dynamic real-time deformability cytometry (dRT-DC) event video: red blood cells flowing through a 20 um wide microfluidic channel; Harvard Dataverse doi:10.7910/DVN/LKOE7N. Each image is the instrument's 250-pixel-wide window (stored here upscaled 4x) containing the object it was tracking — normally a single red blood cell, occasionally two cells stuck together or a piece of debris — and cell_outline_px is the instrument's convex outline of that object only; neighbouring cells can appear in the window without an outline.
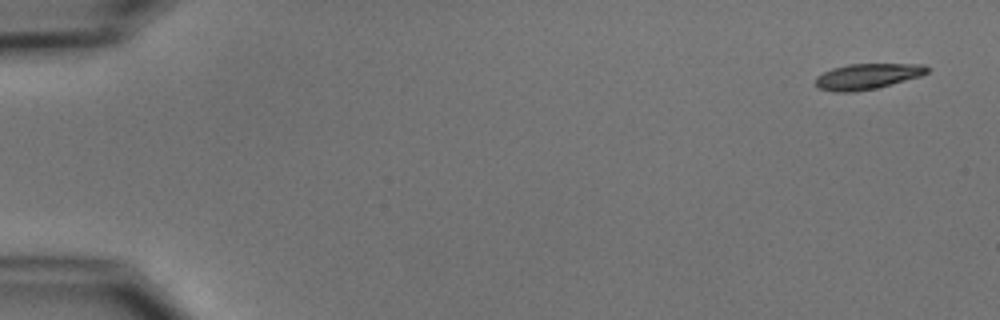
{"species": "common noctule bat (a hibernating species)", "species_latin": "Nyctalus noctula", "temperature_condition": "cold", "stored_images_in_passage": 4, "camera_frame_rate_fps": 3000, "um_per_image_px": 0.085, "animal": {"sex": "male", "body_mass_g": 15.6}, "frame": {"image": 1, "passage_image": 1, "time_ms": 0.0, "image_size_px": [1000, 320], "cell_outline_px": [[932, 68], [928, 72], [920, 76], [892, 84], [876, 88], [852, 92], [832, 92], [816, 88], [816, 76], [832, 68], [848, 64], [924, 64]], "centroid_in_image_um": [73.72, 6.49], "position_along_channel_um": 11.3, "area_um2": 16.82}}